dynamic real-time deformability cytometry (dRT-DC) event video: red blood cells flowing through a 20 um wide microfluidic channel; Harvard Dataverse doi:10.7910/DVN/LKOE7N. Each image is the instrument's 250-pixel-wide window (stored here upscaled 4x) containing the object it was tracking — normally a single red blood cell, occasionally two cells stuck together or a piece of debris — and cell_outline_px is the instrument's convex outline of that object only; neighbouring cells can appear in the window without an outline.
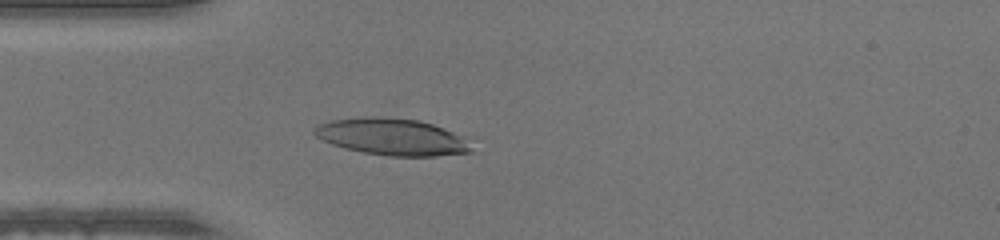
{"species": "human", "species_latin": "Homo sapiens", "temperature_condition": "warm", "stored_images_in_passage": 46, "camera_frame_rate_fps": 3000, "um_per_image_px": 0.085, "donor": {"sex": "male"}, "frame": {"image": 1, "passage_image": 11, "time_ms": 3.333, "image_size_px": [1000, 240], "cell_outline_px": [[472, 152], [436, 156], [388, 156], [364, 152], [344, 148], [332, 144], [316, 136], [312, 132], [312, 128], [320, 124], [332, 120], [364, 116], [380, 116], [420, 120], [432, 124], [464, 136], [472, 148]], "centroid_in_image_um": [33.32, 11.62], "position_along_channel_um": 51.7, "area_um2": 33.76}}
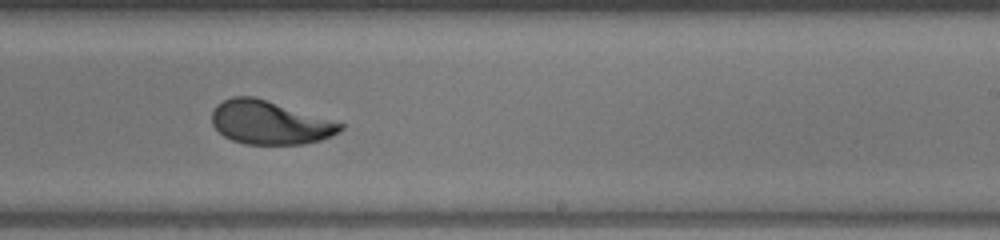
{"frame": {"image": 2, "passage_image": 27, "time_ms": 8.667, "image_size_px": [1000, 240], "cell_outline_px": [[344, 128], [332, 136], [320, 140], [304, 144], [244, 144], [232, 140], [224, 136], [212, 124], [212, 112], [216, 104], [232, 96], [252, 96], [344, 124]], "centroid_in_image_um": [22.89, 10.43], "position_along_channel_um": 266.1, "area_um2": 32.14}}
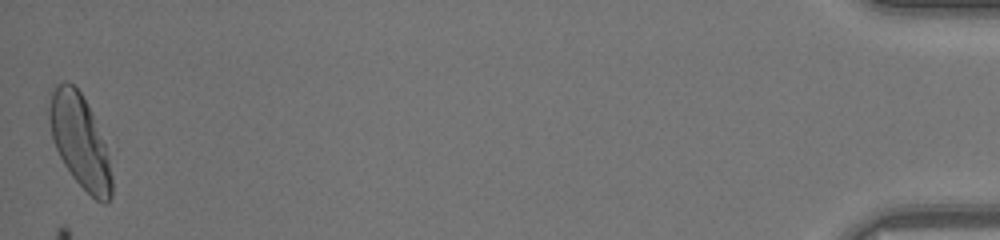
{"frame": {"image": 3, "passage_image": 46, "time_ms": 15.0, "image_size_px": [1000, 240], "cell_outline_px": [[112, 196], [108, 204], [104, 204], [96, 200], [72, 176], [64, 164], [56, 148], [52, 136], [48, 116], [48, 92], [56, 84], [64, 80], [72, 84], [80, 92], [92, 116], [104, 144], [108, 156], [112, 176]], "centroid_in_image_um": [6.75, 11.99], "position_along_channel_um": 428.4, "area_um2": 33.47}}